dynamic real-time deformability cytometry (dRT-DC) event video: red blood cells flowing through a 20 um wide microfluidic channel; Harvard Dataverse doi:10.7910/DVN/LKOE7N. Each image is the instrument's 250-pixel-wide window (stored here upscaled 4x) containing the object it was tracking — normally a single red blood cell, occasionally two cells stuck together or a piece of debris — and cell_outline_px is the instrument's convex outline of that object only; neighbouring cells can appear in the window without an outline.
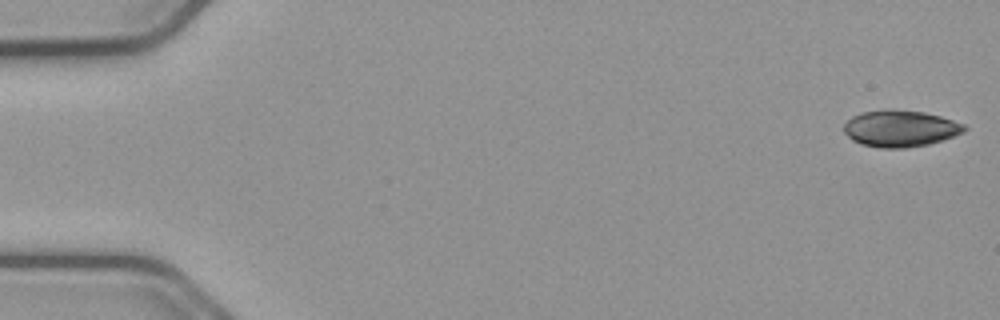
{"species": "common noctule bat (a hibernating species)", "species_latin": "Nyctalus noctula", "temperature_condition": "cold", "stored_images_in_passage": 15, "camera_frame_rate_fps": 3000, "um_per_image_px": 0.085, "animal": {"sex": "male", "body_mass_g": 23.1, "forearm_length_mm": 52.7}, "frame": {"image": 1, "passage_image": 1, "time_ms": 0.0, "image_size_px": [1000, 320], "cell_outline_px": [[968, 128], [964, 132], [928, 144], [908, 148], [880, 148], [860, 144], [852, 140], [844, 132], [844, 124], [852, 116], [864, 112], [924, 112], [940, 116], [964, 124]], "centroid_in_image_um": [76.53, 10.97], "position_along_channel_um": 8.5, "area_um2": 24.85}}
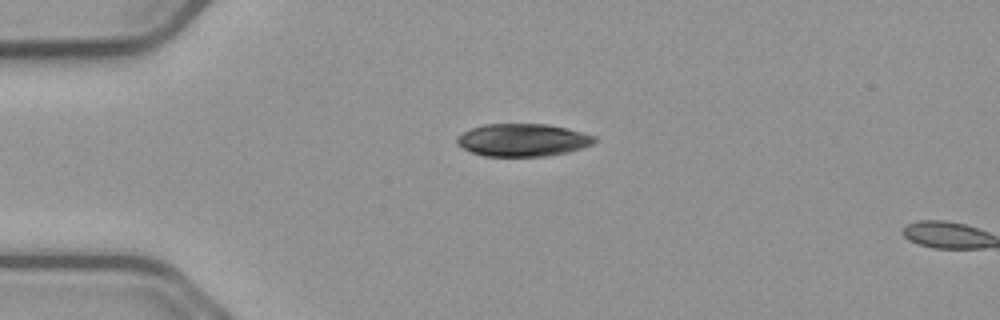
{"frame": {"image": 2, "passage_image": 13, "time_ms": 4.0, "image_size_px": [1000, 320], "cell_outline_px": [[596, 140], [592, 144], [580, 148], [564, 152], [544, 156], [484, 156], [472, 152], [456, 144], [456, 140], [464, 132], [472, 128], [484, 124], [548, 124], [568, 128], [596, 136]], "centroid_in_image_um": [44.43, 11.89], "position_along_channel_um": 40.6, "area_um2": 25.89}}